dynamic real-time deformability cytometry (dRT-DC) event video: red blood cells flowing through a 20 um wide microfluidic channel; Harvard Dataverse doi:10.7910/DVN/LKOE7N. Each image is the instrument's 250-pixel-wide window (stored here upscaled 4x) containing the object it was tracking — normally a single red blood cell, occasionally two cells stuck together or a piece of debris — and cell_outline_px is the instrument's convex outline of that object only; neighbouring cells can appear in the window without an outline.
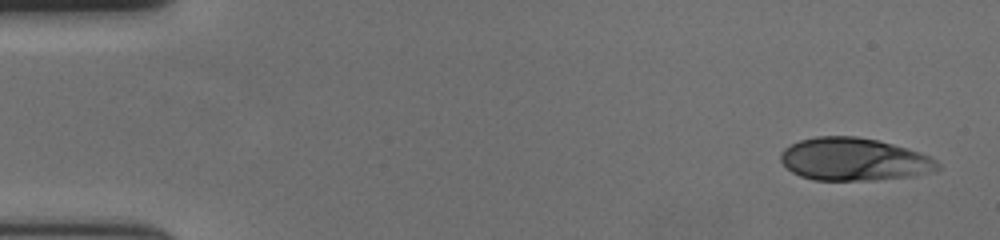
{"species": "human", "species_latin": "Homo sapiens", "temperature_condition": "cold", "stored_images_in_passage": 55, "camera_frame_rate_fps": 3000, "um_per_image_px": 0.085, "donor": {"sex": "female"}, "frame": {"image": 1, "passage_image": 1, "time_ms": 0.0, "image_size_px": [1000, 240], "cell_outline_px": [[940, 168], [936, 172], [912, 176], [872, 180], [812, 180], [800, 176], [792, 172], [780, 160], [780, 152], [784, 148], [800, 140], [816, 136], [856, 136], [876, 140], [892, 144], [920, 152], [936, 160], [940, 164]], "centroid_in_image_um": [72.59, 13.55], "position_along_channel_um": 12.4, "area_um2": 39.19}}
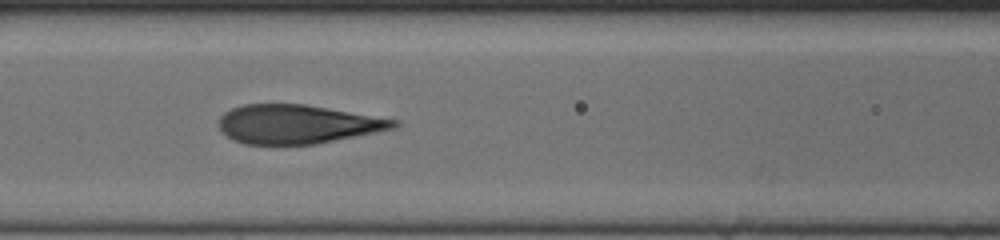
{"frame": {"image": 2, "passage_image": 23, "time_ms": 7.333, "image_size_px": [1000, 240], "cell_outline_px": [[400, 124], [396, 128], [316, 144], [244, 144], [228, 136], [220, 128], [220, 116], [224, 112], [232, 108], [244, 104], [304, 104], [400, 120]], "centroid_in_image_um": [25.31, 10.55], "position_along_channel_um": 141.3, "area_um2": 39.36}}
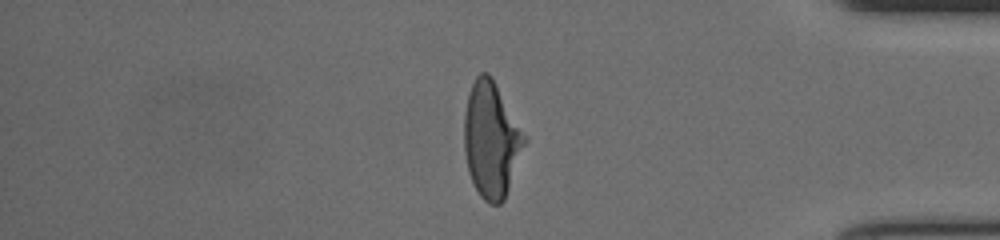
{"frame": {"image": 3, "passage_image": 46, "time_ms": 15.0, "image_size_px": [1000, 240], "cell_outline_px": [[528, 140], [504, 200], [500, 204], [488, 204], [480, 196], [468, 172], [464, 152], [464, 112], [468, 92], [476, 76], [480, 72], [488, 72], [492, 76]], "centroid_in_image_um": [41.75, 11.87], "position_along_channel_um": 393.4, "area_um2": 40.86}, "authors_computed_cell_mechanics": {"area_um2": 40.46, "velocity_mm_per_s": 3.6454, "shape_relaxation_time_tau1_ms": 5.8136, "shape_relaxation_time_tau2_ms": null, "deformation_change_tau1": 0.225, "deformation_change_tau2": null}}